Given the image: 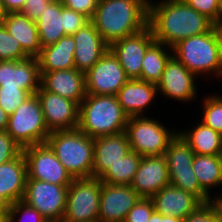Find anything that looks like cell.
<instances>
[{
    "instance_id": "6da1fadb",
    "label": "cell",
    "mask_w": 222,
    "mask_h": 222,
    "mask_svg": "<svg viewBox=\"0 0 222 222\" xmlns=\"http://www.w3.org/2000/svg\"><path fill=\"white\" fill-rule=\"evenodd\" d=\"M148 26L155 41L172 48L181 40L210 31L215 24L184 0H151Z\"/></svg>"
},
{
    "instance_id": "7a4b0ae2",
    "label": "cell",
    "mask_w": 222,
    "mask_h": 222,
    "mask_svg": "<svg viewBox=\"0 0 222 222\" xmlns=\"http://www.w3.org/2000/svg\"><path fill=\"white\" fill-rule=\"evenodd\" d=\"M149 3L146 0H99L90 20L110 46L117 40L148 27Z\"/></svg>"
},
{
    "instance_id": "3957f363",
    "label": "cell",
    "mask_w": 222,
    "mask_h": 222,
    "mask_svg": "<svg viewBox=\"0 0 222 222\" xmlns=\"http://www.w3.org/2000/svg\"><path fill=\"white\" fill-rule=\"evenodd\" d=\"M172 50L173 55L197 78L208 74L222 78V29L219 26L179 41Z\"/></svg>"
},
{
    "instance_id": "277c9868",
    "label": "cell",
    "mask_w": 222,
    "mask_h": 222,
    "mask_svg": "<svg viewBox=\"0 0 222 222\" xmlns=\"http://www.w3.org/2000/svg\"><path fill=\"white\" fill-rule=\"evenodd\" d=\"M128 116L114 95L86 94L79 105L78 129L90 138L125 131Z\"/></svg>"
},
{
    "instance_id": "5b68a950",
    "label": "cell",
    "mask_w": 222,
    "mask_h": 222,
    "mask_svg": "<svg viewBox=\"0 0 222 222\" xmlns=\"http://www.w3.org/2000/svg\"><path fill=\"white\" fill-rule=\"evenodd\" d=\"M46 143L72 178L92 177L93 138L77 128L50 132Z\"/></svg>"
},
{
    "instance_id": "8992f818",
    "label": "cell",
    "mask_w": 222,
    "mask_h": 222,
    "mask_svg": "<svg viewBox=\"0 0 222 222\" xmlns=\"http://www.w3.org/2000/svg\"><path fill=\"white\" fill-rule=\"evenodd\" d=\"M6 131L22 149L46 143L50 132L47 129L37 94L29 96L9 116Z\"/></svg>"
},
{
    "instance_id": "52a82bcc",
    "label": "cell",
    "mask_w": 222,
    "mask_h": 222,
    "mask_svg": "<svg viewBox=\"0 0 222 222\" xmlns=\"http://www.w3.org/2000/svg\"><path fill=\"white\" fill-rule=\"evenodd\" d=\"M164 155L169 170L170 185L196 195L203 203L214 201V198L201 188L193 173L192 164L195 154L179 133L170 141Z\"/></svg>"
},
{
    "instance_id": "ba28073f",
    "label": "cell",
    "mask_w": 222,
    "mask_h": 222,
    "mask_svg": "<svg viewBox=\"0 0 222 222\" xmlns=\"http://www.w3.org/2000/svg\"><path fill=\"white\" fill-rule=\"evenodd\" d=\"M125 132L131 150L141 156L164 155L170 141L178 133L145 115L129 117Z\"/></svg>"
},
{
    "instance_id": "9c48e42d",
    "label": "cell",
    "mask_w": 222,
    "mask_h": 222,
    "mask_svg": "<svg viewBox=\"0 0 222 222\" xmlns=\"http://www.w3.org/2000/svg\"><path fill=\"white\" fill-rule=\"evenodd\" d=\"M100 192L99 178H73L68 186L66 210L61 222L98 221Z\"/></svg>"
},
{
    "instance_id": "30bf717a",
    "label": "cell",
    "mask_w": 222,
    "mask_h": 222,
    "mask_svg": "<svg viewBox=\"0 0 222 222\" xmlns=\"http://www.w3.org/2000/svg\"><path fill=\"white\" fill-rule=\"evenodd\" d=\"M69 185L26 179L23 201L37 209L48 222L63 220Z\"/></svg>"
},
{
    "instance_id": "8fae6325",
    "label": "cell",
    "mask_w": 222,
    "mask_h": 222,
    "mask_svg": "<svg viewBox=\"0 0 222 222\" xmlns=\"http://www.w3.org/2000/svg\"><path fill=\"white\" fill-rule=\"evenodd\" d=\"M27 164V179H37L56 185H70L71 175L47 143L22 149Z\"/></svg>"
},
{
    "instance_id": "7c38bea8",
    "label": "cell",
    "mask_w": 222,
    "mask_h": 222,
    "mask_svg": "<svg viewBox=\"0 0 222 222\" xmlns=\"http://www.w3.org/2000/svg\"><path fill=\"white\" fill-rule=\"evenodd\" d=\"M128 80L125 70L109 49L85 73L86 94L116 96Z\"/></svg>"
},
{
    "instance_id": "4fadbf2b",
    "label": "cell",
    "mask_w": 222,
    "mask_h": 222,
    "mask_svg": "<svg viewBox=\"0 0 222 222\" xmlns=\"http://www.w3.org/2000/svg\"><path fill=\"white\" fill-rule=\"evenodd\" d=\"M197 77L191 73L174 55L168 60L165 70L156 85L158 94L175 100L192 102L197 100Z\"/></svg>"
},
{
    "instance_id": "5bb4252c",
    "label": "cell",
    "mask_w": 222,
    "mask_h": 222,
    "mask_svg": "<svg viewBox=\"0 0 222 222\" xmlns=\"http://www.w3.org/2000/svg\"><path fill=\"white\" fill-rule=\"evenodd\" d=\"M155 41L151 28L117 40L109 49L117 57L129 79H141L142 61L148 47Z\"/></svg>"
},
{
    "instance_id": "9a60e30c",
    "label": "cell",
    "mask_w": 222,
    "mask_h": 222,
    "mask_svg": "<svg viewBox=\"0 0 222 222\" xmlns=\"http://www.w3.org/2000/svg\"><path fill=\"white\" fill-rule=\"evenodd\" d=\"M36 94L49 132L78 128L79 105L76 102L46 91L41 86Z\"/></svg>"
},
{
    "instance_id": "2e32d148",
    "label": "cell",
    "mask_w": 222,
    "mask_h": 222,
    "mask_svg": "<svg viewBox=\"0 0 222 222\" xmlns=\"http://www.w3.org/2000/svg\"><path fill=\"white\" fill-rule=\"evenodd\" d=\"M140 198L130 185L101 182L98 222H124L129 210Z\"/></svg>"
},
{
    "instance_id": "e0dca14e",
    "label": "cell",
    "mask_w": 222,
    "mask_h": 222,
    "mask_svg": "<svg viewBox=\"0 0 222 222\" xmlns=\"http://www.w3.org/2000/svg\"><path fill=\"white\" fill-rule=\"evenodd\" d=\"M170 185L165 155L142 156L131 183L141 198H152L163 187Z\"/></svg>"
},
{
    "instance_id": "ac0fdd59",
    "label": "cell",
    "mask_w": 222,
    "mask_h": 222,
    "mask_svg": "<svg viewBox=\"0 0 222 222\" xmlns=\"http://www.w3.org/2000/svg\"><path fill=\"white\" fill-rule=\"evenodd\" d=\"M41 74L36 57L0 61V88H20L30 95L40 89Z\"/></svg>"
},
{
    "instance_id": "d6986e66",
    "label": "cell",
    "mask_w": 222,
    "mask_h": 222,
    "mask_svg": "<svg viewBox=\"0 0 222 222\" xmlns=\"http://www.w3.org/2000/svg\"><path fill=\"white\" fill-rule=\"evenodd\" d=\"M72 36L75 41V68L85 74L109 50V45L91 21Z\"/></svg>"
},
{
    "instance_id": "ffe728a7",
    "label": "cell",
    "mask_w": 222,
    "mask_h": 222,
    "mask_svg": "<svg viewBox=\"0 0 222 222\" xmlns=\"http://www.w3.org/2000/svg\"><path fill=\"white\" fill-rule=\"evenodd\" d=\"M40 86L51 93L67 98L78 105L86 97L85 74L76 68L40 72Z\"/></svg>"
},
{
    "instance_id": "44dd1931",
    "label": "cell",
    "mask_w": 222,
    "mask_h": 222,
    "mask_svg": "<svg viewBox=\"0 0 222 222\" xmlns=\"http://www.w3.org/2000/svg\"><path fill=\"white\" fill-rule=\"evenodd\" d=\"M151 200L156 212L181 220L204 204L196 195L172 185L163 187Z\"/></svg>"
},
{
    "instance_id": "7402d4cb",
    "label": "cell",
    "mask_w": 222,
    "mask_h": 222,
    "mask_svg": "<svg viewBox=\"0 0 222 222\" xmlns=\"http://www.w3.org/2000/svg\"><path fill=\"white\" fill-rule=\"evenodd\" d=\"M131 151L126 132L94 138L92 176L100 178Z\"/></svg>"
},
{
    "instance_id": "603a6c76",
    "label": "cell",
    "mask_w": 222,
    "mask_h": 222,
    "mask_svg": "<svg viewBox=\"0 0 222 222\" xmlns=\"http://www.w3.org/2000/svg\"><path fill=\"white\" fill-rule=\"evenodd\" d=\"M158 88L155 84L141 79H129L118 91L116 97L124 113L128 117L144 116L145 110L157 97Z\"/></svg>"
},
{
    "instance_id": "cb8c5ba5",
    "label": "cell",
    "mask_w": 222,
    "mask_h": 222,
    "mask_svg": "<svg viewBox=\"0 0 222 222\" xmlns=\"http://www.w3.org/2000/svg\"><path fill=\"white\" fill-rule=\"evenodd\" d=\"M27 179V164L21 152L16 158L0 165V194L12 204L23 200Z\"/></svg>"
},
{
    "instance_id": "d4e9b609",
    "label": "cell",
    "mask_w": 222,
    "mask_h": 222,
    "mask_svg": "<svg viewBox=\"0 0 222 222\" xmlns=\"http://www.w3.org/2000/svg\"><path fill=\"white\" fill-rule=\"evenodd\" d=\"M3 23L29 57L37 58L40 55L42 46L36 22L21 12H11L4 15Z\"/></svg>"
},
{
    "instance_id": "484cf974",
    "label": "cell",
    "mask_w": 222,
    "mask_h": 222,
    "mask_svg": "<svg viewBox=\"0 0 222 222\" xmlns=\"http://www.w3.org/2000/svg\"><path fill=\"white\" fill-rule=\"evenodd\" d=\"M74 52L75 41L72 35H65L58 42L43 47L37 57L40 72L75 68Z\"/></svg>"
},
{
    "instance_id": "4316f807",
    "label": "cell",
    "mask_w": 222,
    "mask_h": 222,
    "mask_svg": "<svg viewBox=\"0 0 222 222\" xmlns=\"http://www.w3.org/2000/svg\"><path fill=\"white\" fill-rule=\"evenodd\" d=\"M178 133L189 144L194 154L222 155V134L202 122H198L190 130H181Z\"/></svg>"
},
{
    "instance_id": "83f0119b",
    "label": "cell",
    "mask_w": 222,
    "mask_h": 222,
    "mask_svg": "<svg viewBox=\"0 0 222 222\" xmlns=\"http://www.w3.org/2000/svg\"><path fill=\"white\" fill-rule=\"evenodd\" d=\"M63 5L61 0H54L36 21L42 48L58 42L63 36Z\"/></svg>"
},
{
    "instance_id": "f1b7e54d",
    "label": "cell",
    "mask_w": 222,
    "mask_h": 222,
    "mask_svg": "<svg viewBox=\"0 0 222 222\" xmlns=\"http://www.w3.org/2000/svg\"><path fill=\"white\" fill-rule=\"evenodd\" d=\"M201 188L212 198L210 189L222 186V155H197L192 164Z\"/></svg>"
},
{
    "instance_id": "f546056e",
    "label": "cell",
    "mask_w": 222,
    "mask_h": 222,
    "mask_svg": "<svg viewBox=\"0 0 222 222\" xmlns=\"http://www.w3.org/2000/svg\"><path fill=\"white\" fill-rule=\"evenodd\" d=\"M164 43L154 41L146 50L141 69V80L157 85L173 50ZM171 51L170 52H168Z\"/></svg>"
},
{
    "instance_id": "4dcf8cb0",
    "label": "cell",
    "mask_w": 222,
    "mask_h": 222,
    "mask_svg": "<svg viewBox=\"0 0 222 222\" xmlns=\"http://www.w3.org/2000/svg\"><path fill=\"white\" fill-rule=\"evenodd\" d=\"M142 156L131 150L99 178L110 185H131Z\"/></svg>"
},
{
    "instance_id": "1f68e13d",
    "label": "cell",
    "mask_w": 222,
    "mask_h": 222,
    "mask_svg": "<svg viewBox=\"0 0 222 222\" xmlns=\"http://www.w3.org/2000/svg\"><path fill=\"white\" fill-rule=\"evenodd\" d=\"M202 102L201 111H203L200 122L222 134V96L214 93L206 94Z\"/></svg>"
},
{
    "instance_id": "d6a6232c",
    "label": "cell",
    "mask_w": 222,
    "mask_h": 222,
    "mask_svg": "<svg viewBox=\"0 0 222 222\" xmlns=\"http://www.w3.org/2000/svg\"><path fill=\"white\" fill-rule=\"evenodd\" d=\"M29 56L23 51L21 43L0 23V61L24 60Z\"/></svg>"
},
{
    "instance_id": "836d02e7",
    "label": "cell",
    "mask_w": 222,
    "mask_h": 222,
    "mask_svg": "<svg viewBox=\"0 0 222 222\" xmlns=\"http://www.w3.org/2000/svg\"><path fill=\"white\" fill-rule=\"evenodd\" d=\"M6 222H48V220L37 209L23 200H18L10 205Z\"/></svg>"
},
{
    "instance_id": "e575fe53",
    "label": "cell",
    "mask_w": 222,
    "mask_h": 222,
    "mask_svg": "<svg viewBox=\"0 0 222 222\" xmlns=\"http://www.w3.org/2000/svg\"><path fill=\"white\" fill-rule=\"evenodd\" d=\"M29 96L20 88H0V106L10 116Z\"/></svg>"
},
{
    "instance_id": "d590c367",
    "label": "cell",
    "mask_w": 222,
    "mask_h": 222,
    "mask_svg": "<svg viewBox=\"0 0 222 222\" xmlns=\"http://www.w3.org/2000/svg\"><path fill=\"white\" fill-rule=\"evenodd\" d=\"M190 7L206 16L219 26L222 13V0H184Z\"/></svg>"
},
{
    "instance_id": "8d00e7d4",
    "label": "cell",
    "mask_w": 222,
    "mask_h": 222,
    "mask_svg": "<svg viewBox=\"0 0 222 222\" xmlns=\"http://www.w3.org/2000/svg\"><path fill=\"white\" fill-rule=\"evenodd\" d=\"M183 222H222L221 212L215 203H204Z\"/></svg>"
},
{
    "instance_id": "74e56055",
    "label": "cell",
    "mask_w": 222,
    "mask_h": 222,
    "mask_svg": "<svg viewBox=\"0 0 222 222\" xmlns=\"http://www.w3.org/2000/svg\"><path fill=\"white\" fill-rule=\"evenodd\" d=\"M154 211L151 198H140L129 210L124 222H148Z\"/></svg>"
},
{
    "instance_id": "f35d334b",
    "label": "cell",
    "mask_w": 222,
    "mask_h": 222,
    "mask_svg": "<svg viewBox=\"0 0 222 222\" xmlns=\"http://www.w3.org/2000/svg\"><path fill=\"white\" fill-rule=\"evenodd\" d=\"M63 22L65 34L73 35L89 23L90 19L81 13L63 7Z\"/></svg>"
},
{
    "instance_id": "ab89813d",
    "label": "cell",
    "mask_w": 222,
    "mask_h": 222,
    "mask_svg": "<svg viewBox=\"0 0 222 222\" xmlns=\"http://www.w3.org/2000/svg\"><path fill=\"white\" fill-rule=\"evenodd\" d=\"M22 148L15 142L7 131H0V165L16 158Z\"/></svg>"
},
{
    "instance_id": "60d3db41",
    "label": "cell",
    "mask_w": 222,
    "mask_h": 222,
    "mask_svg": "<svg viewBox=\"0 0 222 222\" xmlns=\"http://www.w3.org/2000/svg\"><path fill=\"white\" fill-rule=\"evenodd\" d=\"M61 2L65 8L81 13L91 20L99 0H61Z\"/></svg>"
},
{
    "instance_id": "b9f144b4",
    "label": "cell",
    "mask_w": 222,
    "mask_h": 222,
    "mask_svg": "<svg viewBox=\"0 0 222 222\" xmlns=\"http://www.w3.org/2000/svg\"><path fill=\"white\" fill-rule=\"evenodd\" d=\"M54 0H27L21 13L36 22Z\"/></svg>"
},
{
    "instance_id": "7bdbcfd3",
    "label": "cell",
    "mask_w": 222,
    "mask_h": 222,
    "mask_svg": "<svg viewBox=\"0 0 222 222\" xmlns=\"http://www.w3.org/2000/svg\"><path fill=\"white\" fill-rule=\"evenodd\" d=\"M27 0H0L4 13L21 12Z\"/></svg>"
},
{
    "instance_id": "ee69618b",
    "label": "cell",
    "mask_w": 222,
    "mask_h": 222,
    "mask_svg": "<svg viewBox=\"0 0 222 222\" xmlns=\"http://www.w3.org/2000/svg\"><path fill=\"white\" fill-rule=\"evenodd\" d=\"M148 222H183V220L170 215H162L154 211Z\"/></svg>"
},
{
    "instance_id": "f6af8a7d",
    "label": "cell",
    "mask_w": 222,
    "mask_h": 222,
    "mask_svg": "<svg viewBox=\"0 0 222 222\" xmlns=\"http://www.w3.org/2000/svg\"><path fill=\"white\" fill-rule=\"evenodd\" d=\"M10 203L7 201V199L0 194V216L6 221L7 214L10 208Z\"/></svg>"
},
{
    "instance_id": "bcb514c9",
    "label": "cell",
    "mask_w": 222,
    "mask_h": 222,
    "mask_svg": "<svg viewBox=\"0 0 222 222\" xmlns=\"http://www.w3.org/2000/svg\"><path fill=\"white\" fill-rule=\"evenodd\" d=\"M9 115L0 106V131H6L8 126Z\"/></svg>"
},
{
    "instance_id": "7dc6e473",
    "label": "cell",
    "mask_w": 222,
    "mask_h": 222,
    "mask_svg": "<svg viewBox=\"0 0 222 222\" xmlns=\"http://www.w3.org/2000/svg\"><path fill=\"white\" fill-rule=\"evenodd\" d=\"M214 201L217 204V206L221 212V215H222V198H216V199H214Z\"/></svg>"
},
{
    "instance_id": "c3c4849f",
    "label": "cell",
    "mask_w": 222,
    "mask_h": 222,
    "mask_svg": "<svg viewBox=\"0 0 222 222\" xmlns=\"http://www.w3.org/2000/svg\"><path fill=\"white\" fill-rule=\"evenodd\" d=\"M4 15H5V13H4L1 3H0V23L3 22Z\"/></svg>"
},
{
    "instance_id": "681fc988",
    "label": "cell",
    "mask_w": 222,
    "mask_h": 222,
    "mask_svg": "<svg viewBox=\"0 0 222 222\" xmlns=\"http://www.w3.org/2000/svg\"><path fill=\"white\" fill-rule=\"evenodd\" d=\"M219 27L222 29V13H221V17H220Z\"/></svg>"
},
{
    "instance_id": "f907efd6",
    "label": "cell",
    "mask_w": 222,
    "mask_h": 222,
    "mask_svg": "<svg viewBox=\"0 0 222 222\" xmlns=\"http://www.w3.org/2000/svg\"><path fill=\"white\" fill-rule=\"evenodd\" d=\"M221 195H222V193H220ZM221 195H219V193H218V195L216 196L215 195V197H214V199H216V198H222V196Z\"/></svg>"
},
{
    "instance_id": "816d5d0a",
    "label": "cell",
    "mask_w": 222,
    "mask_h": 222,
    "mask_svg": "<svg viewBox=\"0 0 222 222\" xmlns=\"http://www.w3.org/2000/svg\"><path fill=\"white\" fill-rule=\"evenodd\" d=\"M0 222H6V221L0 216Z\"/></svg>"
}]
</instances>
